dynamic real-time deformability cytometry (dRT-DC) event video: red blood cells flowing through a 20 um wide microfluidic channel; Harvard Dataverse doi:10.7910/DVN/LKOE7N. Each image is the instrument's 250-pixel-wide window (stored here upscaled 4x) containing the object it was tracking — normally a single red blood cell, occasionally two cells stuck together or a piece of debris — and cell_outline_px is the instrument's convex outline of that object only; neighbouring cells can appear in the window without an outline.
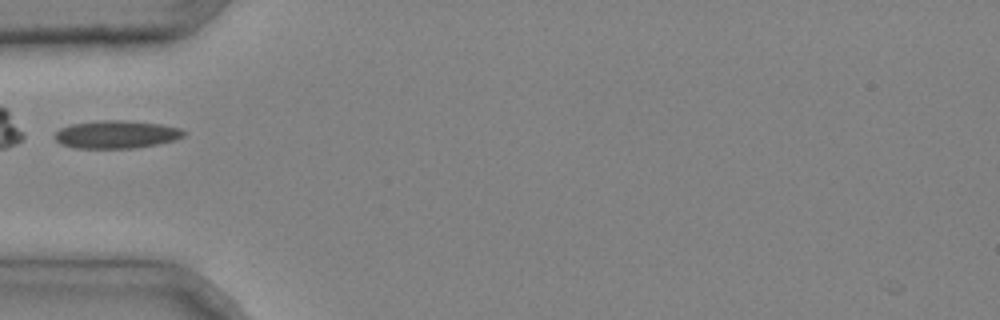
{"species": "common noctule bat (a hibernating species)", "species_latin": "Nyctalus noctula", "temperature_condition": "cold", "stored_images_in_passage": 4, "camera_frame_rate_fps": 3000, "um_per_image_px": 0.085, "animal": {"sex": "male", "body_mass_g": 20.4}, "frame": {"image": 1, "passage_image": 3, "time_ms": 0.667, "image_size_px": [1000, 320], "cell_outline_px": [[188, 132], [184, 136], [176, 140], [136, 148], [72, 148], [60, 144], [52, 136], [60, 128], [72, 124], [100, 120], [124, 120], [160, 124], [180, 128]], "centroid_in_image_um": [9.88, 11.43], "position_along_channel_um": 75.1, "area_um2": 21.15}}